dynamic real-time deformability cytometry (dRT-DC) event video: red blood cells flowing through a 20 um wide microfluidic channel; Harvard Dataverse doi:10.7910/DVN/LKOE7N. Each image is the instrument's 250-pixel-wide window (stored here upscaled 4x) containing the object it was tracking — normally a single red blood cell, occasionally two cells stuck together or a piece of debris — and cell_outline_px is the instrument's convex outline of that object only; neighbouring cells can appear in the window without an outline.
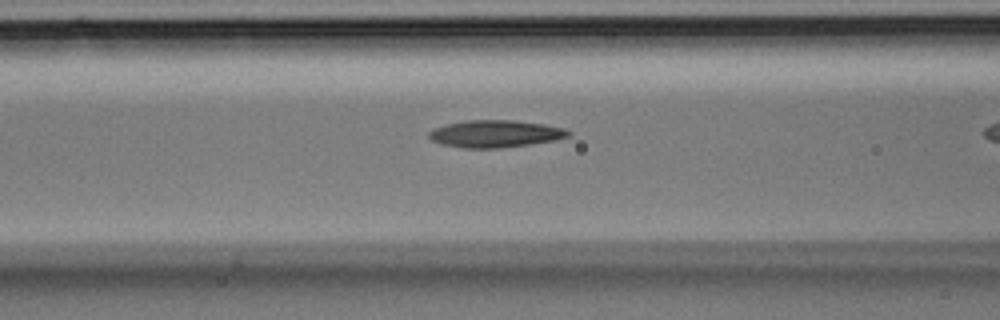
{"species": "Egyptian fruit bat (a non-hibernating species)", "species_latin": "Rousettus aegyptiacus", "temperature_condition": "room temperature", "stored_images_in_passage": 6, "camera_frame_rate_fps": 3000, "um_per_image_px": 0.085, "animal": {"sex": "male"}, "frame": {"image": 1, "passage_image": 5, "time_ms": 1.333, "image_size_px": [1000, 320], "cell_outline_px": [[572, 136], [556, 140], [500, 148], [464, 148], [440, 144], [432, 140], [428, 136], [428, 132], [432, 128], [464, 120], [512, 120], [544, 124], [564, 128], [572, 132]], "centroid_in_image_um": [42.1, 11.37], "position_along_channel_um": 124.5, "area_um2": 22.25}}